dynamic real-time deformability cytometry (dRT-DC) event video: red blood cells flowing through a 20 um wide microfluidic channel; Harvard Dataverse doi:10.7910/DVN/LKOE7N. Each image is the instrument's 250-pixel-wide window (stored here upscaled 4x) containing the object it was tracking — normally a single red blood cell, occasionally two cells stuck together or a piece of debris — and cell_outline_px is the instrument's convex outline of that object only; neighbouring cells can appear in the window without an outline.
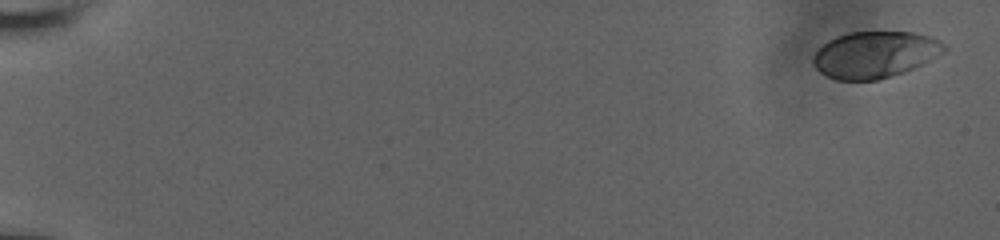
{"species": "human", "species_latin": "Homo sapiens", "temperature_condition": "room temperature", "stored_images_in_passage": 17, "camera_frame_rate_fps": 3000, "um_per_image_px": 0.085, "donor": {"sex": "male"}, "frame": {"image": 1, "passage_image": 1, "time_ms": 0.0, "image_size_px": [1000, 240], "cell_outline_px": [[948, 48], [944, 52], [904, 72], [876, 80], [836, 80], [820, 72], [816, 68], [812, 60], [812, 56], [828, 40], [836, 36], [848, 32], [912, 32], [932, 36], [948, 44]], "centroid_in_image_um": [74.38, 4.62], "position_along_channel_um": 10.6, "area_um2": 35.49}}
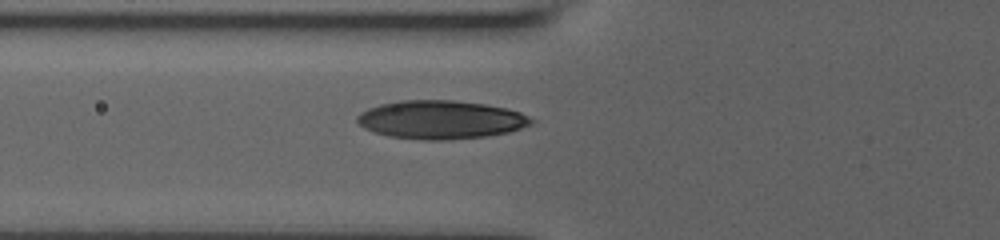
{"frame": {"image": 2, "passage_image": 12, "time_ms": 7.333, "image_size_px": [1000, 240], "cell_outline_px": [[536, 120], [532, 124], [508, 132], [488, 136], [448, 140], [424, 140], [388, 136], [364, 128], [356, 120], [356, 116], [360, 112], [368, 108], [380, 104], [400, 100], [452, 100], [484, 104], [504, 108], [520, 112]], "centroid_in_image_um": [37.46, 10.17], "position_along_channel_um": 88.3, "area_um2": 39.02}}
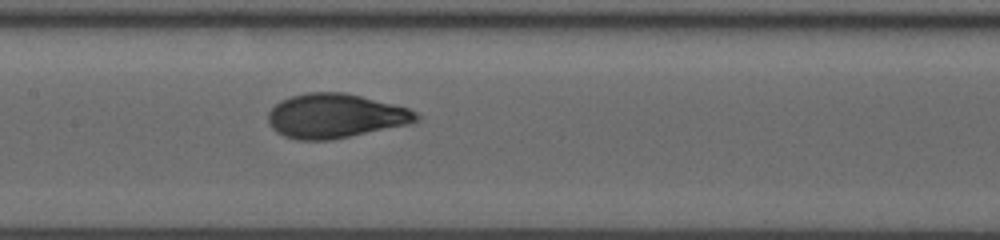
{"frame": {"image": 3, "passage_image": 17, "time_ms": 9.667, "image_size_px": [1000, 240], "cell_outline_px": [[420, 120], [408, 124], [332, 140], [296, 140], [284, 136], [276, 132], [268, 124], [268, 112], [280, 100], [292, 96], [308, 92], [344, 92], [408, 108], [416, 112], [420, 116]], "centroid_in_image_um": [28.47, 9.86], "position_along_channel_um": 178.9, "area_um2": 38.21}}